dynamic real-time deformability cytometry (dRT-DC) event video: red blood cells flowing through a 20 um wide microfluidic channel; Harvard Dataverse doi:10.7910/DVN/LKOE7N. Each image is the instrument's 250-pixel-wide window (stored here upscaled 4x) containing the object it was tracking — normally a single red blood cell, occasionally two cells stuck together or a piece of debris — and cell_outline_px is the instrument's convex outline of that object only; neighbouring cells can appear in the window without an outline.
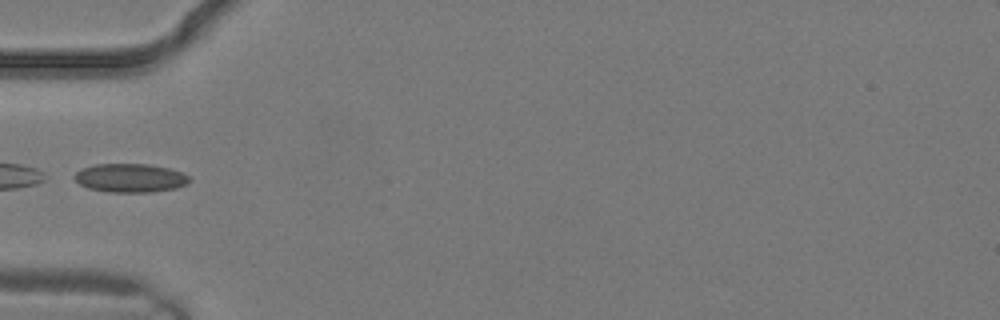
{"species": "common noctule bat (a hibernating species)", "species_latin": "Nyctalus noctula", "temperature_condition": "warm", "stored_images_in_passage": 5, "camera_frame_rate_fps": 3000, "um_per_image_px": 0.085, "animal": {"sex": "male", "body_mass_g": 19.2, "forearm_length_mm": 51.8}, "frame": {"image": 1, "passage_image": 5, "time_ms": 1.333, "image_size_px": [1000, 320], "cell_outline_px": [[192, 180], [188, 184], [176, 188], [152, 192], [112, 192], [88, 188], [80, 184], [72, 176], [80, 168], [96, 164], [148, 164], [168, 168], [180, 172], [188, 176]], "centroid_in_image_um": [11.07, 15.12], "position_along_channel_um": 73.9, "area_um2": 19.25}}